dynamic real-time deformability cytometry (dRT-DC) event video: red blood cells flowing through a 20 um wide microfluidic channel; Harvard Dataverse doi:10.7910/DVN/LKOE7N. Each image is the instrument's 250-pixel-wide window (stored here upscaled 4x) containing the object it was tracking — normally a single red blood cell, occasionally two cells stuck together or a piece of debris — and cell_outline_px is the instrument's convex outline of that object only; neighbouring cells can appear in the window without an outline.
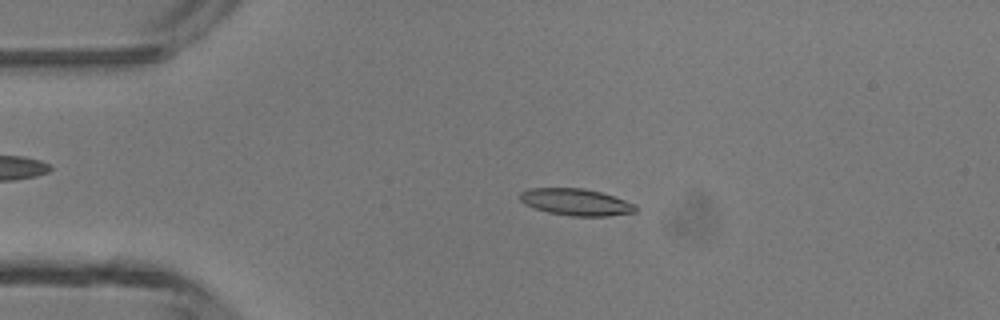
{"species": "common noctule bat (a hibernating species)", "species_latin": "Nyctalus noctula", "temperature_condition": "room temperature", "stored_images_in_passage": 40, "camera_frame_rate_fps": 3000, "um_per_image_px": 0.085, "animal": {"sex": "male", "body_mass_g": 13.3}, "frame": {"image": 1, "passage_image": 3, "time_ms": 0.667, "image_size_px": [1000, 320], "cell_outline_px": [[636, 212], [608, 216], [572, 216], [548, 212], [524, 204], [520, 200], [520, 192], [532, 188], [584, 188], [600, 192], [636, 204]], "centroid_in_image_um": [48.96, 17.18], "position_along_channel_um": 36.0, "area_um2": 17.92}}
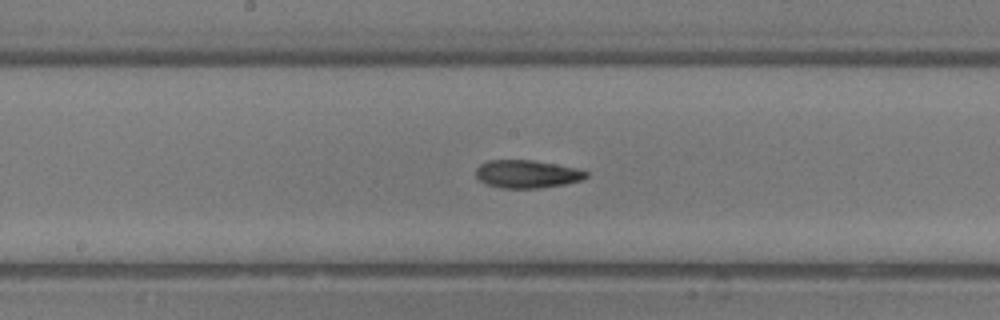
{"frame": {"image": 2, "passage_image": 17, "time_ms": 5.333, "image_size_px": [1000, 320], "cell_outline_px": [[588, 176], [584, 180], [564, 184], [540, 188], [500, 188], [488, 184], [480, 180], [476, 176], [476, 168], [480, 164], [488, 160], [532, 160], [556, 164], [576, 168], [588, 172]], "centroid_in_image_um": [44.81, 14.79], "position_along_channel_um": 203.4, "area_um2": 17.98}}
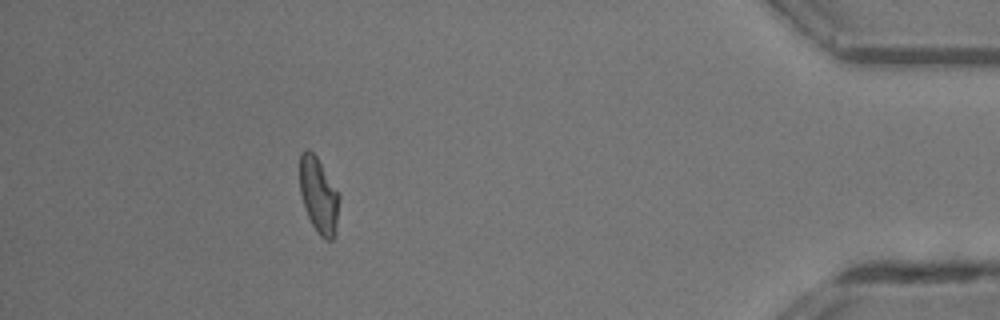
{"frame": {"image": 3, "passage_image": 35, "time_ms": 11.333, "image_size_px": [1000, 320], "cell_outline_px": [[340, 200], [336, 224], [332, 240], [324, 240], [316, 232], [308, 216], [300, 192], [300, 152], [304, 148], [308, 148], [316, 156], [340, 192]], "centroid_in_image_um": [27.1, 16.57], "position_along_channel_um": 408.1, "area_um2": 17.51}, "authors_computed_cell_mechanics": {"area_um2": 17.8024, "velocity_mm_per_s": 4.3629, "shape_relaxation_time_tau1_ms": 5.133, "shape_relaxation_time_tau2_ms": 4.3559, "deformation_change_tau1": 0.1638, "deformation_change_tau2": 0.1347}}